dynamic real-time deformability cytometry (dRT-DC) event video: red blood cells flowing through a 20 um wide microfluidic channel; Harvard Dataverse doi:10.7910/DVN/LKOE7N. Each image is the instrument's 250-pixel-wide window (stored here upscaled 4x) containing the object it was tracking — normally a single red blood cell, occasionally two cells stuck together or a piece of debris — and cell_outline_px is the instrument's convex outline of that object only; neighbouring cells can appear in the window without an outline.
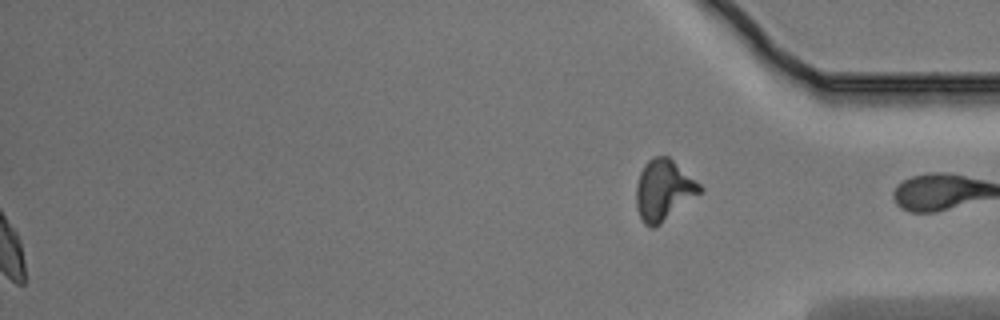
{"species": "Egyptian fruit bat (a non-hibernating species)", "species_latin": "Rousettus aegyptiacus", "temperature_condition": "warm", "stored_images_in_passage": 48, "segment_of_instrument_passage": [2, 2], "camera_frame_rate_fps": 3000, "um_per_image_px": 0.085, "animal": {"sex": "male"}, "frame": {"image": 1, "passage_image": 48, "time_ms": 15.667, "image_size_px": [1000, 320], "cell_outline_px": [[704, 188], [700, 192], [656, 228], [648, 228], [644, 224], [636, 208], [636, 184], [640, 172], [644, 164], [652, 156], [668, 156], [700, 184]], "centroid_in_image_um": [56.36, 16.17], "position_along_channel_um": 378.8, "area_um2": 22.48}}